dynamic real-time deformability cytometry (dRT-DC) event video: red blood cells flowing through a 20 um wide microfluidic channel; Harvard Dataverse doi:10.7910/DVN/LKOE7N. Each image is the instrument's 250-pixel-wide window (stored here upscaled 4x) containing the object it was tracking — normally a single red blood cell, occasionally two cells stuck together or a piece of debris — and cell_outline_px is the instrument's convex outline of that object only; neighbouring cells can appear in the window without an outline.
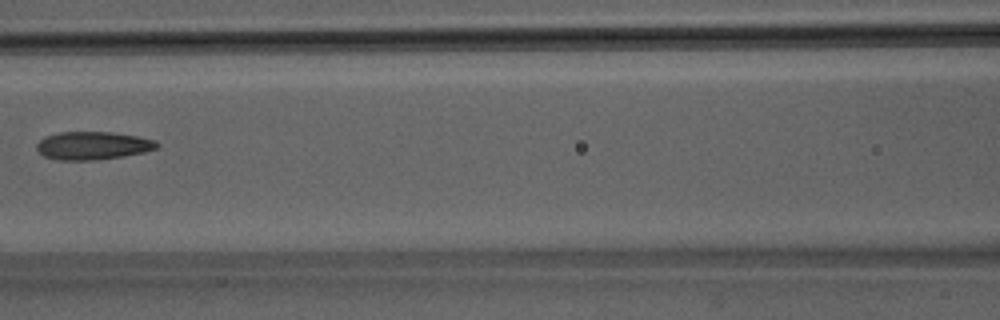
{"species": "Egyptian fruit bat (a non-hibernating species)", "species_latin": "Rousettus aegyptiacus", "temperature_condition": "room temperature", "stored_images_in_passage": 6, "camera_frame_rate_fps": 3000, "um_per_image_px": 0.085, "animal": {"sex": "male"}, "frame": {"image": 1, "passage_image": 6, "time_ms": 1.667, "image_size_px": [1000, 320], "cell_outline_px": [[160, 144], [156, 148], [144, 152], [124, 156], [92, 160], [60, 160], [44, 156], [36, 148], [36, 144], [44, 136], [60, 132], [112, 132], [136, 136], [156, 140]], "centroid_in_image_um": [7.88, 12.37], "position_along_channel_um": 158.7, "area_um2": 19.59}}